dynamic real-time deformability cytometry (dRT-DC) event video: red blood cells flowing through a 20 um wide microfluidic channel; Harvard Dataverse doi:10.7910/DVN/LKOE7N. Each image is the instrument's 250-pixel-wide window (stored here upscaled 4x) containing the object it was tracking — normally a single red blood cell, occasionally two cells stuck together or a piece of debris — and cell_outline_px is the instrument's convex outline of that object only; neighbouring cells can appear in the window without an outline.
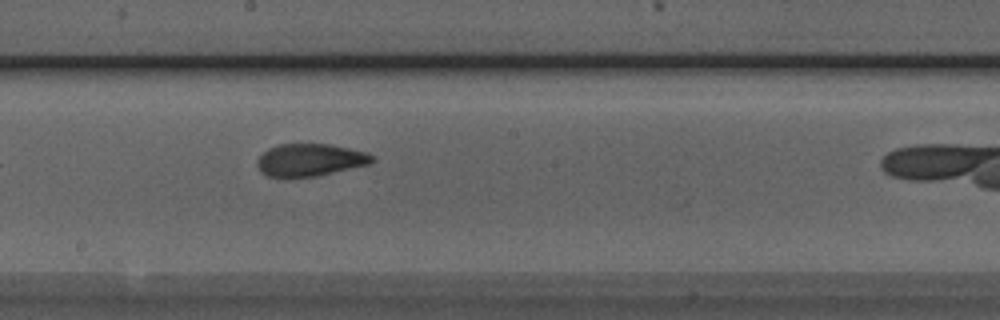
{"species": "Egyptian fruit bat (a non-hibernating species)", "species_latin": "Rousettus aegyptiacus", "temperature_condition": "room temperature", "stored_images_in_passage": 6, "camera_frame_rate_fps": 3000, "um_per_image_px": 0.085, "animal": {"sex": "male"}, "frame": {"image": 1, "passage_image": 5, "time_ms": 1.333, "image_size_px": [1000, 320], "cell_outline_px": [[376, 160], [372, 164], [316, 176], [268, 176], [260, 172], [256, 164], [256, 160], [268, 148], [276, 144], [328, 144], [368, 152], [376, 156]], "centroid_in_image_um": [26.4, 13.58], "position_along_channel_um": 221.8, "area_um2": 21.85}}